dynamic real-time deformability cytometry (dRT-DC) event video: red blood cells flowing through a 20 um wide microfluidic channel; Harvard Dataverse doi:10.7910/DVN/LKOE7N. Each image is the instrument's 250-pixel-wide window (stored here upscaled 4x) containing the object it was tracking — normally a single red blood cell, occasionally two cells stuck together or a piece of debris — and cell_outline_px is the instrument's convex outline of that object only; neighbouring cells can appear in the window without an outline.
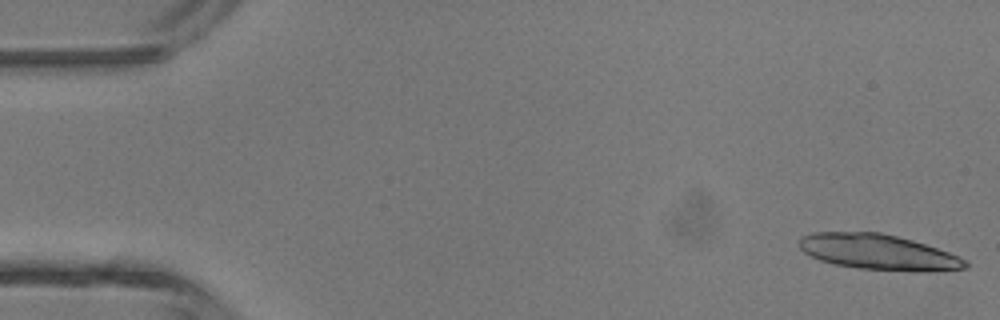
{"species": "common noctule bat (a hibernating species)", "species_latin": "Nyctalus noctula", "temperature_condition": "room temperature", "stored_images_in_passage": 39, "camera_frame_rate_fps": 3000, "um_per_image_px": 0.085, "animal": {"sex": "male", "body_mass_g": 13.3}, "frame": {"image": 1, "passage_image": 1, "time_ms": 0.0, "image_size_px": [1000, 320], "cell_outline_px": [[968, 268], [928, 272], [916, 272], [856, 268], [832, 264], [820, 260], [804, 252], [800, 248], [800, 236], [812, 232], [880, 232], [912, 240], [948, 252], [968, 260]], "centroid_in_image_um": [74.67, 21.44], "position_along_channel_um": 10.3, "area_um2": 34.51}}
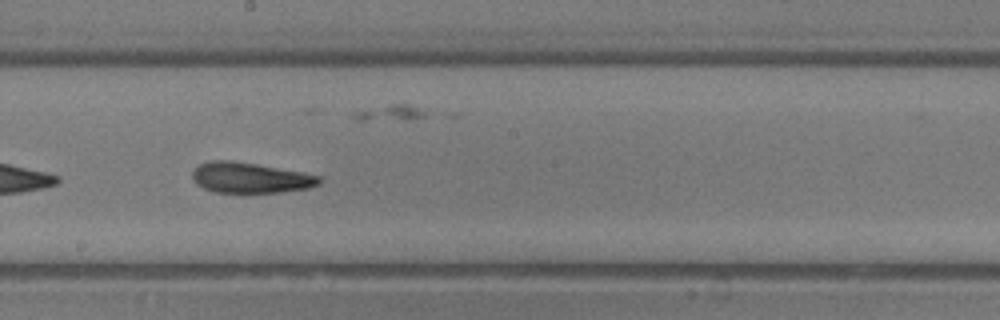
{"frame": {"image": 2, "passage_image": 25, "time_ms": 8.0, "image_size_px": [1000, 320], "cell_outline_px": [[324, 180], [320, 184], [308, 188], [280, 192], [216, 192], [204, 188], [196, 184], [192, 180], [192, 172], [200, 164], [212, 160], [228, 160], [256, 164], [304, 172], [320, 176]], "centroid_in_image_um": [21.3, 15.1], "position_along_channel_um": 226.9, "area_um2": 22.54}}
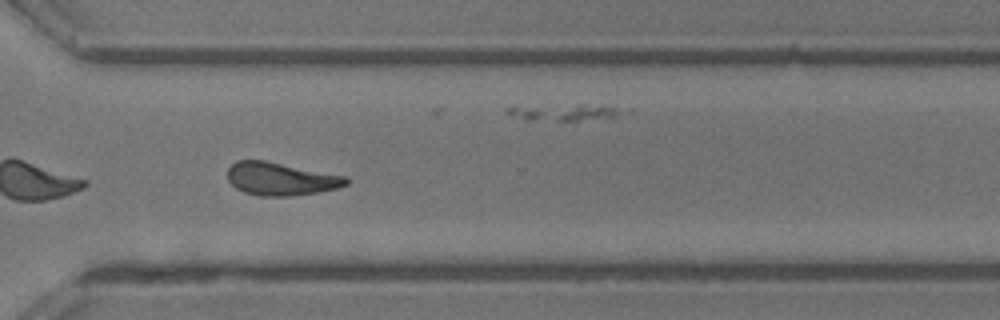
{"frame": {"image": 3, "passage_image": 33, "time_ms": 10.667, "image_size_px": [1000, 320], "cell_outline_px": [[348, 184], [336, 188], [320, 192], [292, 196], [260, 196], [244, 192], [236, 188], [228, 180], [228, 168], [236, 160], [264, 160], [348, 176]], "centroid_in_image_um": [23.88, 15.2], "position_along_channel_um": 346.7, "area_um2": 22.89}, "authors_computed_cell_mechanics": {"area_um2": 22.7154, "velocity_mm_per_s": 4.5034, "shape_relaxation_time_tau1_ms": 3.9522, "shape_relaxation_time_tau2_ms": 2.0595, "deformation_change_tau1": 0.1683, "deformation_change_tau2": 0.1165}}